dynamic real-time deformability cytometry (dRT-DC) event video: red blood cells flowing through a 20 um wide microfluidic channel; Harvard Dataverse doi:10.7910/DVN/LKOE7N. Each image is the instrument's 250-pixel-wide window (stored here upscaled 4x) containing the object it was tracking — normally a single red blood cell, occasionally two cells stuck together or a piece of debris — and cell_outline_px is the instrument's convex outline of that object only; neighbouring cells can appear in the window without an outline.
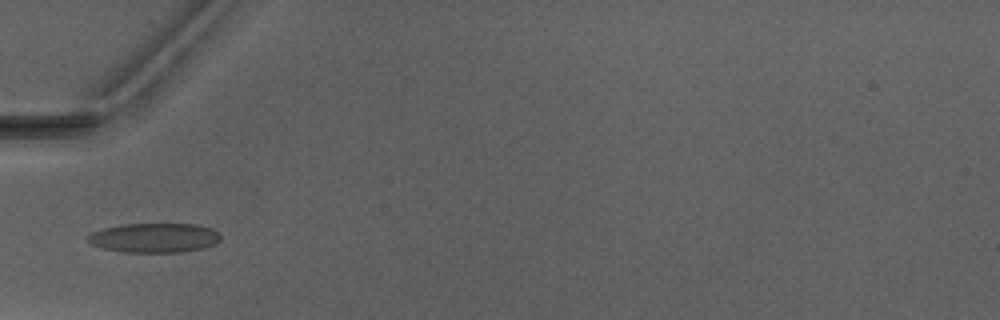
{"species": "Egyptian fruit bat (a non-hibernating species)", "species_latin": "Rousettus aegyptiacus", "temperature_condition": "warm", "stored_images_in_passage": 5, "camera_frame_rate_fps": 3000, "um_per_image_px": 0.085, "animal": {"sex": "male"}, "frame": {"image": 1, "passage_image": 4, "time_ms": 4.333, "image_size_px": [1000, 320], "cell_outline_px": [[220, 240], [216, 244], [204, 248], [180, 252], [124, 252], [104, 248], [92, 244], [88, 240], [88, 236], [92, 232], [104, 228], [120, 224], [196, 224], [212, 228], [220, 236]], "centroid_in_image_um": [13.15, 20.21], "position_along_channel_um": 71.9, "area_um2": 22.72}}
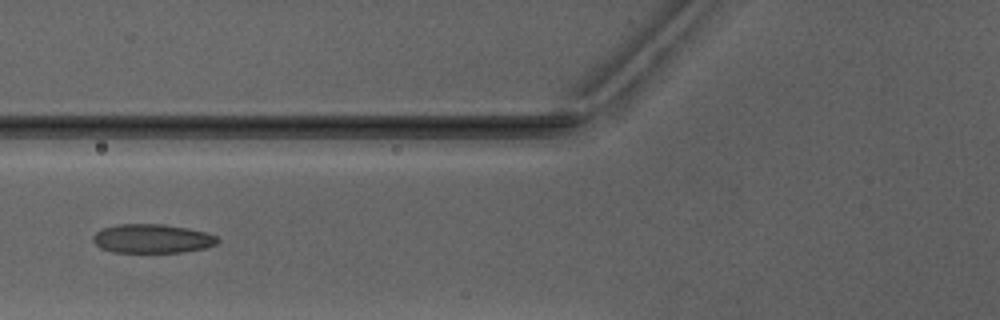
{"frame": {"image": 2, "passage_image": 5, "time_ms": 5.333, "image_size_px": [1000, 320], "cell_outline_px": [[220, 240], [216, 244], [204, 248], [180, 252], [112, 252], [100, 248], [92, 240], [92, 236], [96, 232], [104, 228], [116, 224], [164, 224], [188, 228], [204, 232], [216, 236]], "centroid_in_image_um": [12.91, 20.28], "position_along_channel_um": 112.9, "area_um2": 20.98}}